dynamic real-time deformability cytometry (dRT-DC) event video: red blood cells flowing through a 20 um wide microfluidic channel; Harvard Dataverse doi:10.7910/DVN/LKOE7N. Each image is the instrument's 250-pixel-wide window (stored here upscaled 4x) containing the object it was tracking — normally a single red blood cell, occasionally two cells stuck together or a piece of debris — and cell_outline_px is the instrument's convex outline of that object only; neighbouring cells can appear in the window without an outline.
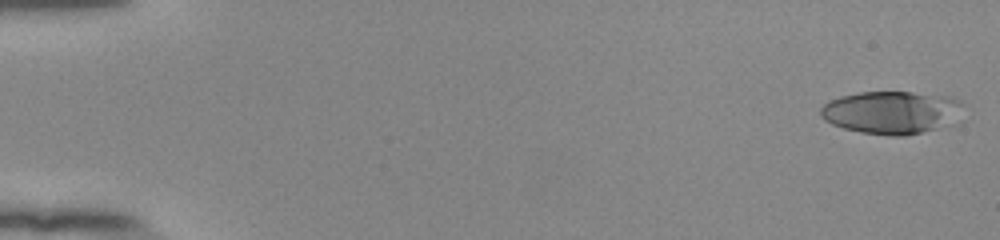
{"species": "human", "species_latin": "Homo sapiens", "temperature_condition": "room temperature", "stored_images_in_passage": 53, "camera_frame_rate_fps": 3000, "um_per_image_px": 0.085, "donor": {"sex": "female"}, "frame": {"image": 1, "passage_image": 1, "time_ms": 0.0, "image_size_px": [1000, 240], "cell_outline_px": [[964, 104], [936, 128], [904, 136], [888, 136], [860, 132], [844, 128], [832, 124], [824, 120], [820, 116], [820, 108], [828, 100], [840, 96], [860, 92], [912, 92], [952, 96], [960, 100]], "centroid_in_image_um": [75.62, 9.53], "position_along_channel_um": 9.4, "area_um2": 34.8}}
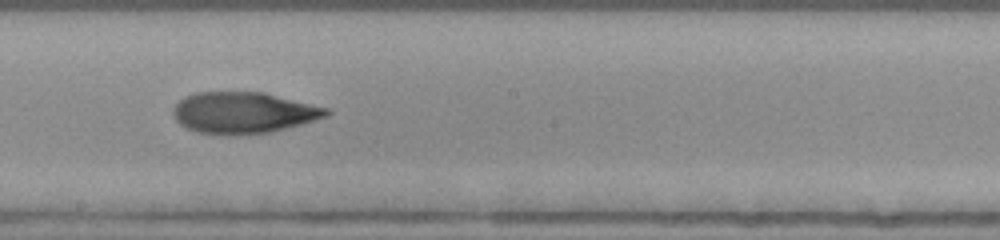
{"frame": {"image": 2, "passage_image": 31, "time_ms": 10.0, "image_size_px": [1000, 240], "cell_outline_px": [[332, 112], [328, 116], [300, 124], [268, 132], [196, 132], [180, 124], [176, 120], [172, 112], [172, 108], [184, 96], [196, 92], [264, 92], [328, 108]], "centroid_in_image_um": [20.69, 9.53], "position_along_channel_um": 227.5, "area_um2": 35.89}}
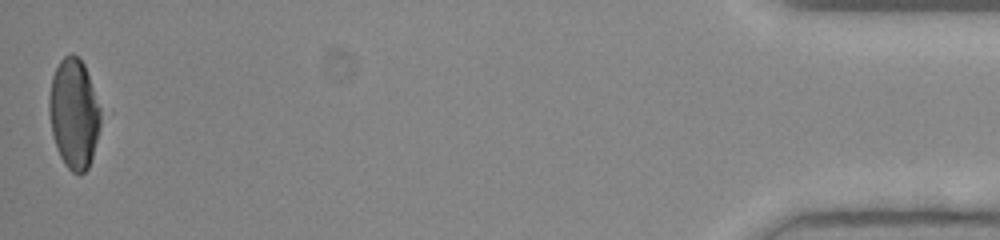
{"frame": {"image": 3, "passage_image": 53, "time_ms": 17.333, "image_size_px": [1000, 240], "cell_outline_px": [[112, 112], [88, 168], [84, 172], [72, 172], [64, 164], [60, 156], [52, 132], [48, 112], [48, 100], [52, 76], [60, 60], [64, 56], [72, 52], [84, 64]], "centroid_in_image_um": [6.49, 9.62], "position_along_channel_um": 428.7, "area_um2": 36.18}, "authors_computed_cell_mechanics": {"area_um2": 36.2406, "velocity_mm_per_s": 3.9159, "shape_relaxation_time_tau1_ms": 10.5094, "shape_relaxation_time_tau2_ms": 1.7727, "deformation_change_tau1": 0.2815, "deformation_change_tau2": 0.0935}}